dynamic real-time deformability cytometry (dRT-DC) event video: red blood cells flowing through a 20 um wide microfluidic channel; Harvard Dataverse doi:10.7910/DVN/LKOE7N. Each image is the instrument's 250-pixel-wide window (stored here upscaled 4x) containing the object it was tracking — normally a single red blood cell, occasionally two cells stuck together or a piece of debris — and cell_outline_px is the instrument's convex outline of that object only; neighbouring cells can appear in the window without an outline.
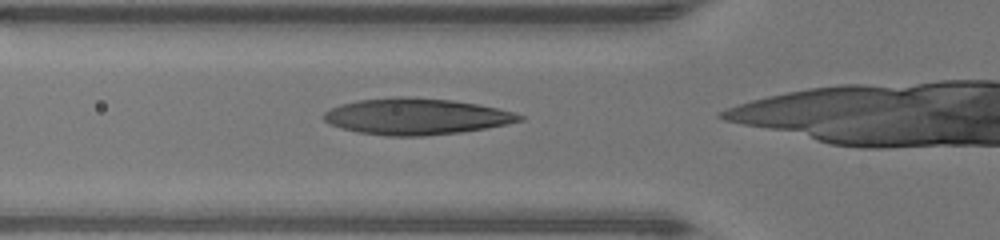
{"species": "human", "species_latin": "Homo sapiens", "temperature_condition": "warm", "stored_images_in_passage": 14, "camera_frame_rate_fps": 3000, "um_per_image_px": 0.085, "donor": {"sex": "male"}, "frame": {"image": 1, "passage_image": 2, "time_ms": 0.333, "image_size_px": [1000, 240], "cell_outline_px": [[524, 120], [508, 124], [488, 128], [460, 132], [424, 136], [388, 136], [356, 132], [340, 128], [328, 124], [320, 116], [324, 112], [340, 104], [356, 100], [396, 96], [408, 96], [452, 100], [476, 104], [516, 112], [524, 116]], "centroid_in_image_um": [35.35, 9.9], "position_along_channel_um": 90.5, "area_um2": 41.85}}
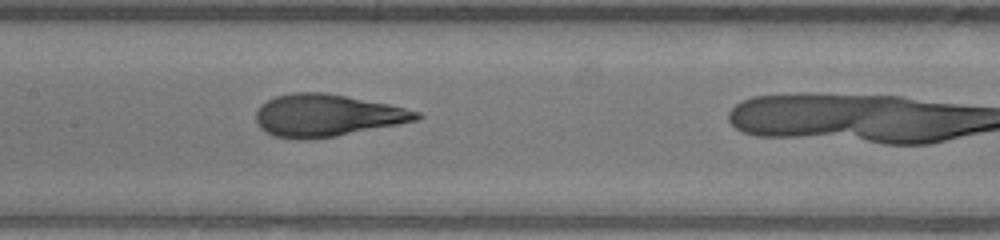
{"frame": {"image": 2, "passage_image": 8, "time_ms": 2.333, "image_size_px": [1000, 240], "cell_outline_px": [[424, 116], [420, 120], [336, 136], [300, 140], [272, 136], [260, 128], [256, 124], [256, 112], [260, 104], [276, 96], [292, 92], [328, 92], [388, 104], [420, 112]], "centroid_in_image_um": [27.77, 9.81], "position_along_channel_um": 179.6, "area_um2": 39.77}}
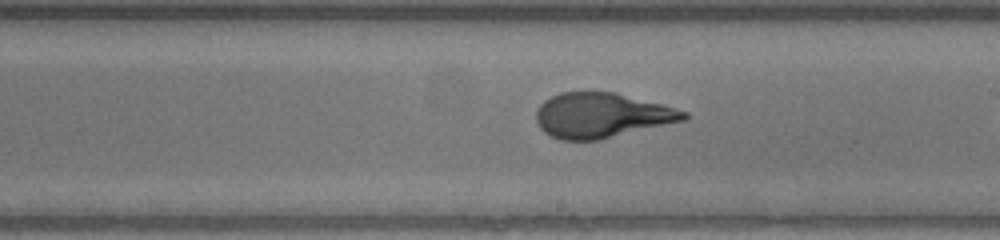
{"frame": {"image": 3, "passage_image": 12, "time_ms": 3.667, "image_size_px": [1000, 240], "cell_outline_px": [[688, 120], [600, 140], [560, 140], [544, 132], [540, 128], [536, 120], [536, 112], [540, 104], [544, 100], [560, 92], [588, 88], [616, 92], [660, 104], [688, 112]], "centroid_in_image_um": [51.12, 9.77], "position_along_channel_um": 237.9, "area_um2": 39.59}}